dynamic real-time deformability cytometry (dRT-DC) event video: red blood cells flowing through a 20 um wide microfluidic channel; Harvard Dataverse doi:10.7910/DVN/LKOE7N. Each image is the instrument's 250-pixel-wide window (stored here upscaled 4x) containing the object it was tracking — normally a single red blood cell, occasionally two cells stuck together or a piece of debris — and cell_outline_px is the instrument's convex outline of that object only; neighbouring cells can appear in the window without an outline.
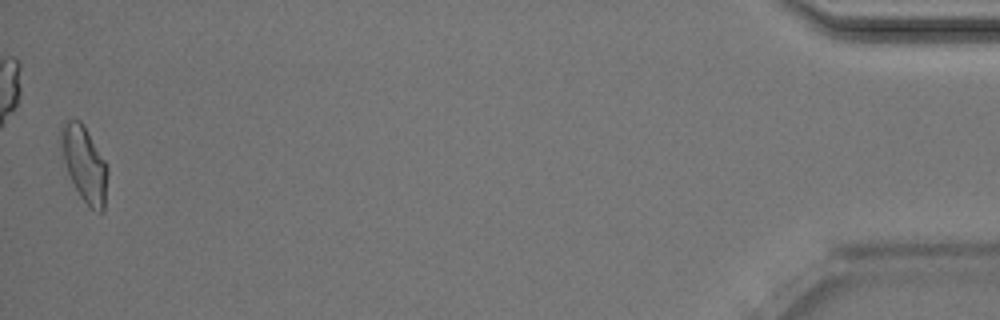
{"species": "Egyptian fruit bat (a non-hibernating species)", "species_latin": "Rousettus aegyptiacus", "temperature_condition": "room temperature", "stored_images_in_passage": 38, "camera_frame_rate_fps": 3000, "um_per_image_px": 0.085, "animal": {"sex": "male"}, "frame": {"image": 1, "passage_image": 38, "time_ms": 12.333, "image_size_px": [1000, 320], "cell_outline_px": [[108, 172], [104, 212], [100, 212], [88, 208], [80, 196], [68, 172], [64, 160], [60, 144], [60, 128], [68, 120], [80, 120], [84, 124], [104, 160], [108, 168]], "centroid_in_image_um": [7.19, 13.96], "position_along_channel_um": 428.0, "area_um2": 20.35}, "authors_computed_cell_mechanics": {"area_um2": 19.5364, "velocity_mm_per_s": 4.022, "shape_relaxation_time_tau1_ms": 10.1281, "shape_relaxation_time_tau2_ms": 1.8558, "deformation_change_tau1": 0.2333, "deformation_change_tau2": 0.0919}}